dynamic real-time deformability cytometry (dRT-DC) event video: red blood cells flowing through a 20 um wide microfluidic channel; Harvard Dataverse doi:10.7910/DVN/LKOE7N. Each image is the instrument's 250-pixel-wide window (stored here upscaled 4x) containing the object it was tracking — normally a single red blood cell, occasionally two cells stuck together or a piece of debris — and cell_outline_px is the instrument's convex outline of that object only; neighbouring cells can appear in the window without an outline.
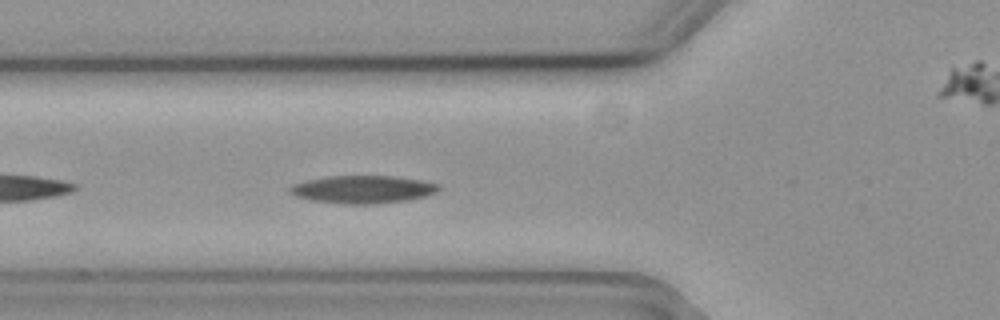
{"species": "common noctule bat (a hibernating species)", "species_latin": "Nyctalus noctula", "temperature_condition": "cold", "stored_images_in_passage": 39, "camera_frame_rate_fps": 3000, "um_per_image_px": 0.085, "animal": {"sex": "female", "body_mass_g": 19.3, "forearm_length_mm": 54.1}, "frame": {"image": 1, "passage_image": 6, "time_ms": 1.667, "image_size_px": [1000, 320], "cell_outline_px": [[440, 188], [436, 192], [424, 196], [404, 200], [376, 204], [340, 204], [312, 200], [296, 196], [288, 192], [288, 188], [292, 184], [308, 180], [328, 176], [396, 176], [424, 180], [440, 184]], "centroid_in_image_um": [30.83, 16.09], "position_along_channel_um": 95.0, "area_um2": 24.16}}
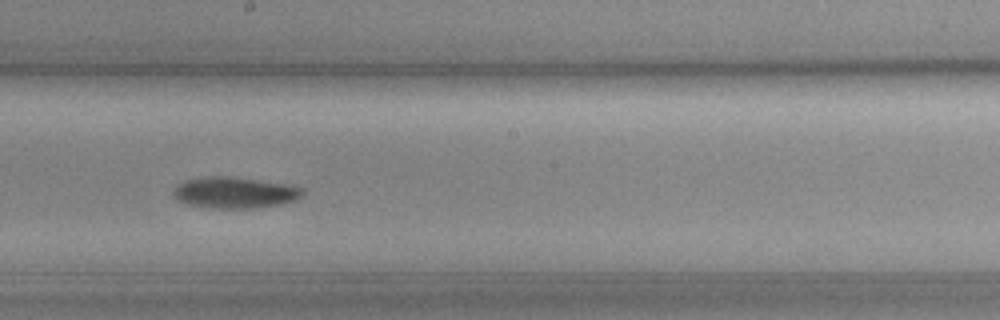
{"frame": {"image": 2, "passage_image": 17, "time_ms": 5.333, "image_size_px": [1000, 320], "cell_outline_px": [[304, 192], [296, 200], [284, 204], [252, 208], [212, 208], [188, 204], [176, 200], [172, 192], [176, 184], [184, 180], [208, 176], [228, 176], [292, 184], [304, 188]], "centroid_in_image_um": [19.96, 16.36], "position_along_channel_um": 228.2, "area_um2": 23.87}, "authors_computed_cell_mechanics": {"area_um2": 23.1778, "velocity_mm_per_s": 3.6323, "shape_relaxation_time_tau1_ms": 4.6635, "shape_relaxation_time_tau2_ms": null, "deformation_change_tau1": 0.1122, "deformation_change_tau2": null}}